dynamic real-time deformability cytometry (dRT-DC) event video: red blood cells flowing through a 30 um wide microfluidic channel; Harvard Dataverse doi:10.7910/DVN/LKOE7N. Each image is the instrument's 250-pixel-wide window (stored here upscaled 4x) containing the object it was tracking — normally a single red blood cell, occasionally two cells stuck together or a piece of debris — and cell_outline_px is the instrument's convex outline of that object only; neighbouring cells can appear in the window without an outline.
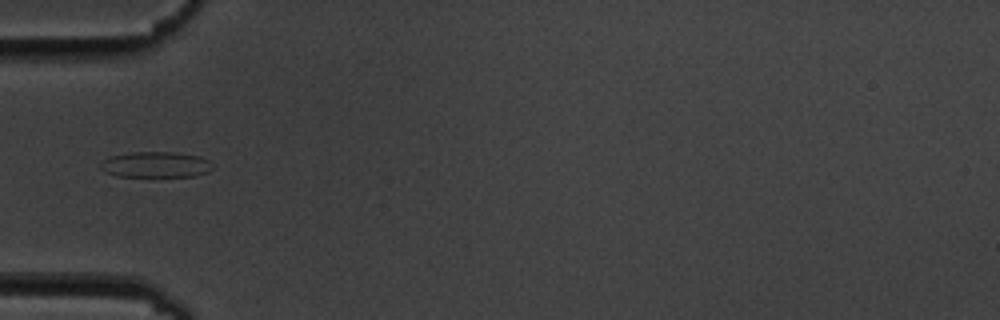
{"species": "common noctule bat (a hibernating species)", "species_latin": "Nyctalus noctula", "temperature_condition": "cold", "stored_images_in_passage": 5, "camera_frame_rate_fps": 3000, "um_per_image_px": 0.085, "animal": {"sex": "male", "body_mass_g": 19.5, "forearm_length_mm": 54.6}, "frame": {"image": 1, "passage_image": 1, "time_ms": 0.0, "image_size_px": [1000, 320], "cell_outline_px": [[212, 168], [208, 172], [196, 176], [116, 176], [104, 172], [100, 168], [100, 164], [108, 156], [128, 152], [172, 152], [200, 156], [208, 160], [212, 164]], "centroid_in_image_um": [13.21, 13.99], "position_along_channel_um": 71.8, "area_um2": 16.94}}
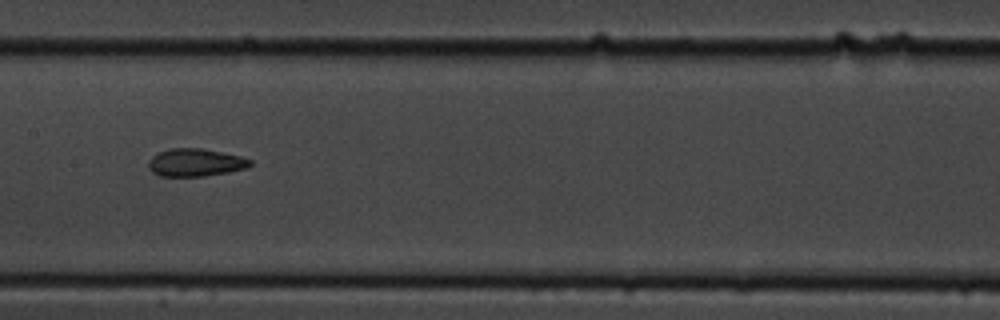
{"frame": {"image": 2, "passage_image": 4, "time_ms": 3.333, "image_size_px": [1000, 320], "cell_outline_px": [[252, 164], [248, 168], [228, 172], [204, 176], [160, 176], [152, 172], [148, 168], [148, 160], [156, 152], [168, 148], [200, 148], [240, 156], [252, 160]], "centroid_in_image_um": [16.57, 13.81], "position_along_channel_um": 190.8, "area_um2": 16.59}}
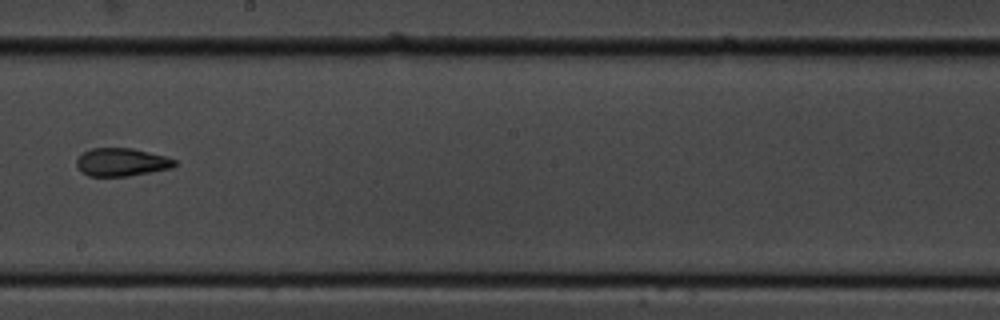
{"frame": {"image": 3, "passage_image": 5, "time_ms": 4.667, "image_size_px": [1000, 320], "cell_outline_px": [[176, 164], [172, 168], [128, 176], [88, 176], [80, 172], [76, 168], [76, 160], [84, 152], [92, 148], [132, 148], [164, 156], [176, 160]], "centroid_in_image_um": [10.3, 13.79], "position_along_channel_um": 237.9, "area_um2": 16.01}}